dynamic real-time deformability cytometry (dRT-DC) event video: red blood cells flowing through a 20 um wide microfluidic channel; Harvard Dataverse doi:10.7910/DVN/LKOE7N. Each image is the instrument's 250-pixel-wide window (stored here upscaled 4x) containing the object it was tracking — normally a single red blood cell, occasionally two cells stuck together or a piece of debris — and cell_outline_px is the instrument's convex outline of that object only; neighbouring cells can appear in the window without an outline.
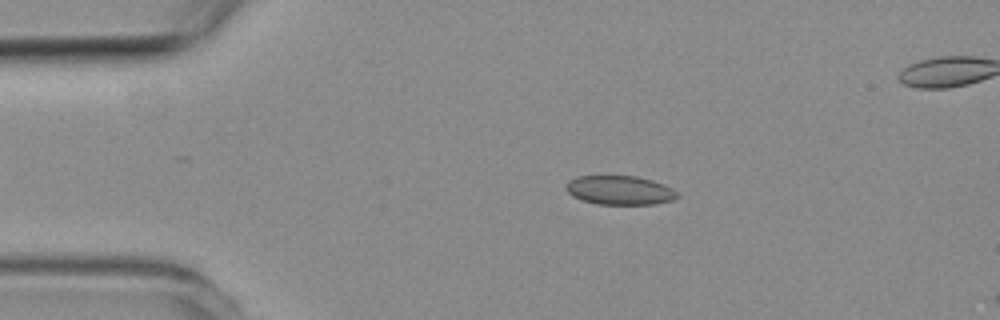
{"species": "common noctule bat (a hibernating species)", "species_latin": "Nyctalus noctula", "temperature_condition": "room temperature", "stored_images_in_passage": 4, "camera_frame_rate_fps": 3000, "um_per_image_px": 0.085, "animal": {"sex": "female", "body_mass_g": 19.3, "forearm_length_mm": 54.1}, "frame": {"image": 1, "passage_image": 2, "time_ms": 1.333, "image_size_px": [1000, 320], "cell_outline_px": [[680, 196], [672, 200], [656, 204], [600, 204], [584, 200], [572, 196], [564, 188], [568, 180], [576, 176], [636, 176], [652, 180], [664, 184], [672, 188]], "centroid_in_image_um": [52.67, 16.16], "position_along_channel_um": 32.3, "area_um2": 18.84}}